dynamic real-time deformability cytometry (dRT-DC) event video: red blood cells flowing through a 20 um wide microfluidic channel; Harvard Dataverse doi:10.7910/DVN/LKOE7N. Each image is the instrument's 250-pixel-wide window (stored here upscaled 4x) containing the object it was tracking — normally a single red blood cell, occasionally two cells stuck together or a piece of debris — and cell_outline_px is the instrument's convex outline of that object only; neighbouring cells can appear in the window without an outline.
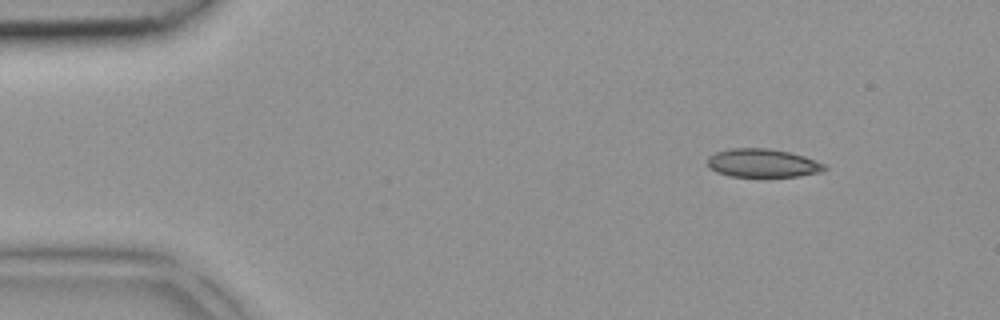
{"species": "common noctule bat (a hibernating species)", "species_latin": "Nyctalus noctula", "temperature_condition": "room temperature", "stored_images_in_passage": 3, "camera_frame_rate_fps": 3000, "um_per_image_px": 0.085, "animal": {"sex": "female", "body_mass_g": 18.4}, "frame": {"image": 1, "passage_image": 1, "time_ms": 0.0, "image_size_px": [1000, 320], "cell_outline_px": [[828, 168], [820, 172], [800, 176], [728, 176], [716, 172], [708, 164], [708, 156], [716, 152], [728, 148], [768, 148], [792, 152], [804, 156], [824, 164]], "centroid_in_image_um": [64.82, 13.85], "position_along_channel_um": 20.2, "area_um2": 19.36}}
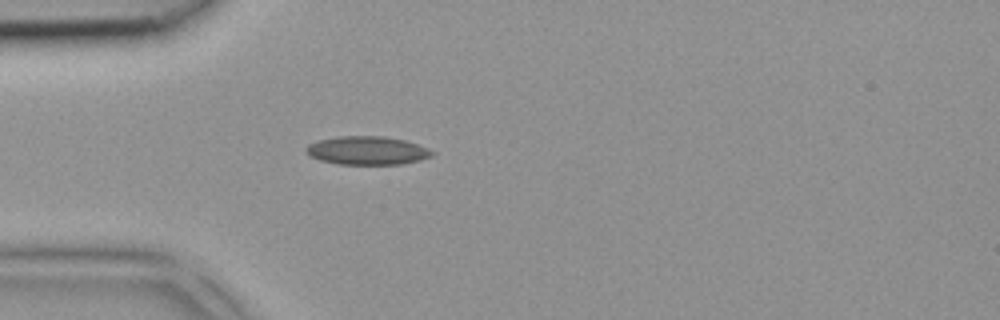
{"frame": {"image": 2, "passage_image": 3, "time_ms": 0.667, "image_size_px": [1000, 320], "cell_outline_px": [[436, 152], [432, 156], [420, 160], [400, 164], [340, 164], [320, 160], [308, 156], [304, 152], [304, 148], [308, 144], [320, 140], [340, 136], [384, 136], [404, 140], [428, 148]], "centroid_in_image_um": [31.19, 12.79], "position_along_channel_um": 53.8, "area_um2": 20.92}}